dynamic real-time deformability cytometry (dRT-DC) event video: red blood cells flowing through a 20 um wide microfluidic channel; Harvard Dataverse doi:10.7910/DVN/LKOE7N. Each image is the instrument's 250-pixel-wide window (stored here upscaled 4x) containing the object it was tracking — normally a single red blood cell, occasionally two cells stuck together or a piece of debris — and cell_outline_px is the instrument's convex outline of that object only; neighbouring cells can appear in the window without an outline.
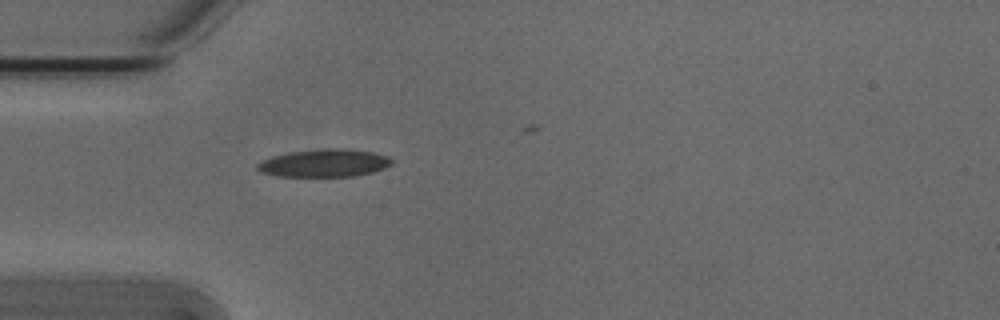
{"species": "Egyptian fruit bat (a non-hibernating species)", "species_latin": "Rousettus aegyptiacus", "temperature_condition": "cold", "stored_images_in_passage": 4, "camera_frame_rate_fps": 3000, "um_per_image_px": 0.085, "animal": {"sex": "male"}, "frame": {"image": 1, "passage_image": 4, "time_ms": 1.0, "image_size_px": [1000, 320], "cell_outline_px": [[392, 164], [384, 168], [372, 172], [352, 176], [276, 176], [260, 172], [256, 168], [256, 164], [272, 156], [288, 152], [320, 148], [348, 148], [372, 152], [388, 156], [392, 160]], "centroid_in_image_um": [27.55, 13.85], "position_along_channel_um": 57.5, "area_um2": 21.85}}